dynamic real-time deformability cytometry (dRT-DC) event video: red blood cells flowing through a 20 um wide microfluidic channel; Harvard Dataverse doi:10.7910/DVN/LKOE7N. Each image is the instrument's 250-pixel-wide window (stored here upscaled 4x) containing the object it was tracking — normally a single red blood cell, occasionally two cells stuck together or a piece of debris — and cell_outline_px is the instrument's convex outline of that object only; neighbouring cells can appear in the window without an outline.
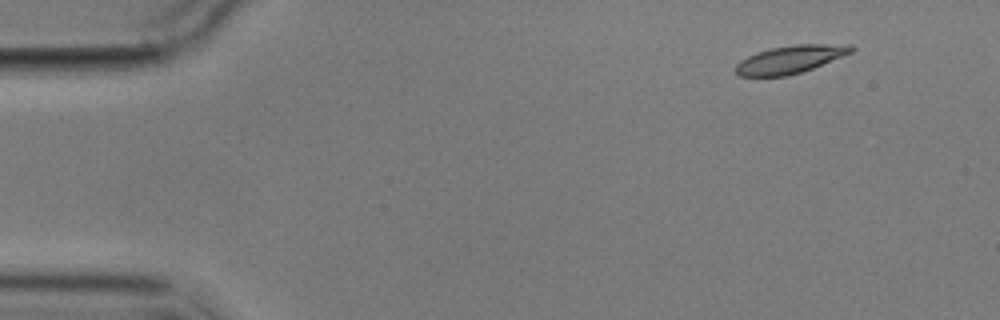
{"species": "common noctule bat (a hibernating species)", "species_latin": "Nyctalus noctula", "temperature_condition": "cold", "stored_images_in_passage": 5, "camera_frame_rate_fps": 3000, "um_per_image_px": 0.085, "animal": {"sex": "male", "body_mass_g": 17.9}, "frame": {"image": 1, "passage_image": 2, "time_ms": 1.0, "image_size_px": [1000, 320], "cell_outline_px": [[856, 48], [852, 52], [812, 68], [788, 76], [740, 76], [736, 72], [736, 64], [740, 60], [756, 52], [772, 48], [796, 44], [852, 44]], "centroid_in_image_um": [67.18, 5.04], "position_along_channel_um": 17.8, "area_um2": 18.61}}
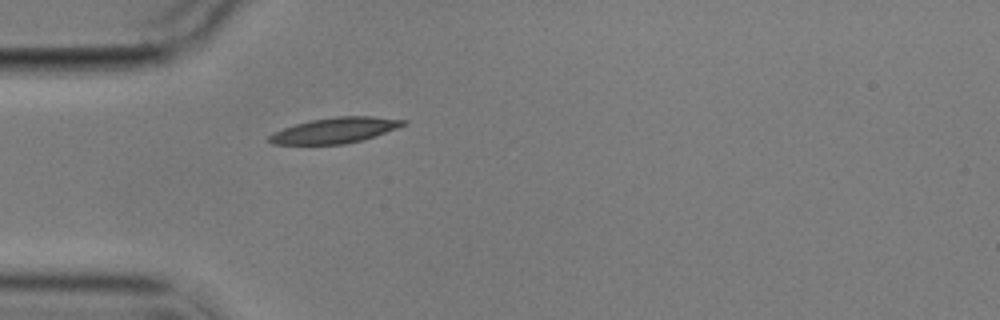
{"frame": {"image": 2, "passage_image": 5, "time_ms": 4.667, "image_size_px": [1000, 320], "cell_outline_px": [[408, 124], [360, 140], [344, 144], [272, 144], [268, 140], [268, 136], [272, 132], [296, 124], [312, 120], [336, 116], [372, 116], [408, 120]], "centroid_in_image_um": [28.46, 11.07], "position_along_channel_um": 56.5, "area_um2": 19.71}}